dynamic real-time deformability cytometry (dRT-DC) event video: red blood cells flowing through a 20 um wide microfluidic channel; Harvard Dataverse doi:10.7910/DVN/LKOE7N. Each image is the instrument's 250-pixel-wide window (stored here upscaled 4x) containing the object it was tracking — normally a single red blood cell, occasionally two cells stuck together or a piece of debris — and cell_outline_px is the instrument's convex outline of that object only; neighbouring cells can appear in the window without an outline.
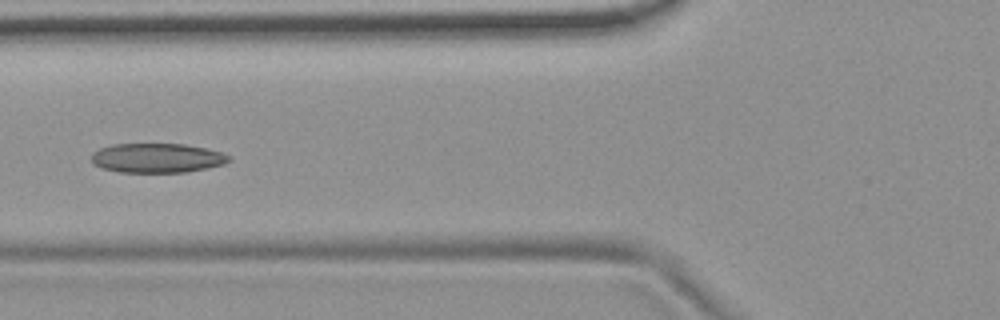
{"species": "common noctule bat (a hibernating species)", "species_latin": "Nyctalus noctula", "temperature_condition": "room temperature", "stored_images_in_passage": 7, "camera_frame_rate_fps": 3000, "um_per_image_px": 0.085, "animal": {"sex": "female", "body_mass_g": 19.9}, "frame": {"image": 1, "passage_image": 7, "time_ms": 2.0, "image_size_px": [1000, 320], "cell_outline_px": [[232, 160], [224, 164], [208, 168], [184, 172], [116, 172], [100, 168], [92, 164], [92, 152], [100, 148], [112, 144], [184, 144], [208, 148], [224, 152], [232, 156]], "centroid_in_image_um": [13.38, 13.43], "position_along_channel_um": 112.4, "area_um2": 23.99}}